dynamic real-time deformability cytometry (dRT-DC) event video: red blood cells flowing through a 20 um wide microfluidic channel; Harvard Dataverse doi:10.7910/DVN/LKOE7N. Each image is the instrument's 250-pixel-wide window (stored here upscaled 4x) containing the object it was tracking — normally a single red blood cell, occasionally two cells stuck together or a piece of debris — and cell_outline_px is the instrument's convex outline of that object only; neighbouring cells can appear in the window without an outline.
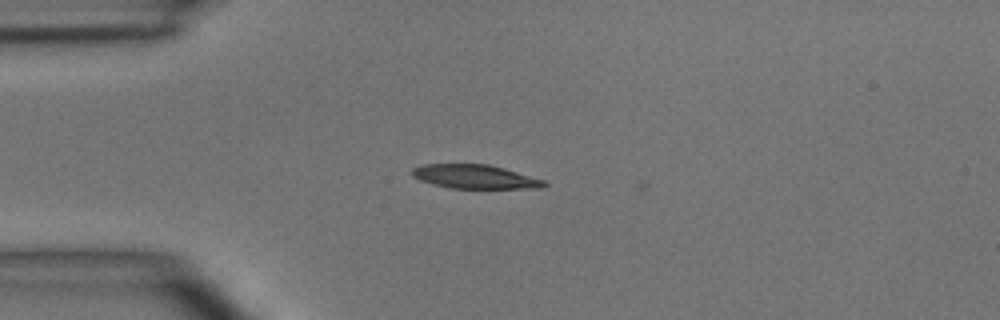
{"species": "common noctule bat (a hibernating species)", "species_latin": "Nyctalus noctula", "temperature_condition": "room temperature", "stored_images_in_passage": 34, "camera_frame_rate_fps": 3000, "um_per_image_px": 0.085, "animal": {"sex": "male", "body_mass_g": 15.6}, "frame": {"image": 1, "passage_image": 2, "time_ms": 0.333, "image_size_px": [1000, 320], "cell_outline_px": [[548, 184], [540, 188], [452, 188], [420, 180], [412, 176], [412, 168], [424, 164], [488, 164], [504, 168], [544, 180]], "centroid_in_image_um": [40.37, 15.01], "position_along_channel_um": 44.6, "area_um2": 18.15}}
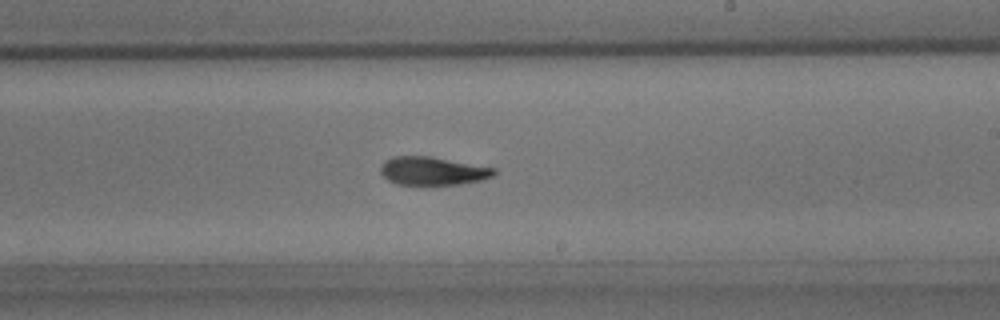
{"frame": {"image": 2, "passage_image": 19, "time_ms": 6.0, "image_size_px": [1000, 320], "cell_outline_px": [[496, 172], [492, 176], [480, 180], [460, 184], [396, 184], [388, 180], [380, 172], [380, 164], [384, 160], [392, 156], [432, 156], [496, 168]], "centroid_in_image_um": [36.74, 14.51], "position_along_channel_um": 252.3, "area_um2": 18.73}}
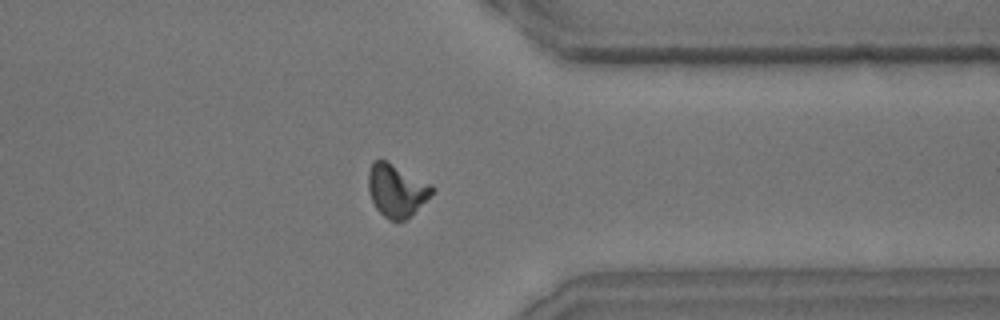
{"frame": {"image": 3, "passage_image": 29, "time_ms": 9.333, "image_size_px": [1000, 320], "cell_outline_px": [[436, 192], [404, 220], [388, 220], [376, 208], [372, 200], [368, 188], [368, 172], [372, 164], [376, 160], [384, 160], [432, 184], [436, 188]], "centroid_in_image_um": [33.73, 16.19], "position_along_channel_um": 377.7, "area_um2": 19.31}, "authors_computed_cell_mechanics": {"area_um2": 19.1607, "velocity_mm_per_s": 3.9586, "shape_relaxation_time_tau1_ms": 5.7847, "shape_relaxation_time_tau2_ms": 3.0854, "deformation_change_tau1": 0.1839, "deformation_change_tau2": 0.1076}}